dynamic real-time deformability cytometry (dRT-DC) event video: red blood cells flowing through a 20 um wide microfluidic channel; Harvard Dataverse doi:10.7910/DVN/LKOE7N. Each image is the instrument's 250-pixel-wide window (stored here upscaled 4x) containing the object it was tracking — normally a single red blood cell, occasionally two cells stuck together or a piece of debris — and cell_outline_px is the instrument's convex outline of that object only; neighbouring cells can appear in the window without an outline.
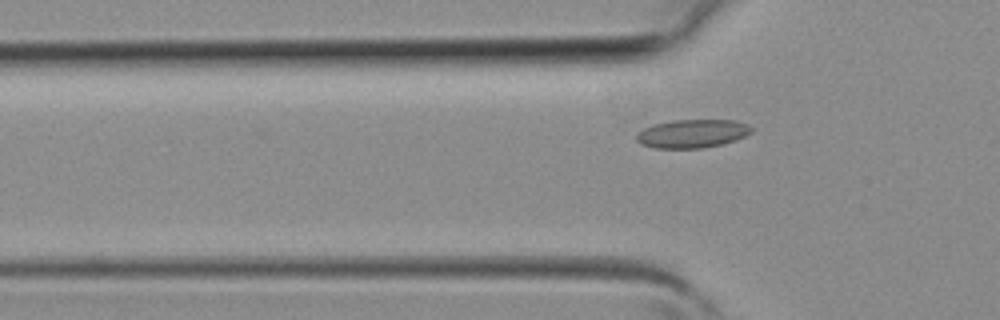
{"species": "common noctule bat (a hibernating species)", "species_latin": "Nyctalus noctula", "temperature_condition": "room temperature", "stored_images_in_passage": 2, "camera_frame_rate_fps": 3000, "um_per_image_px": 0.085, "animal": {"sex": "female", "body_mass_g": 19.3, "forearm_length_mm": 54.1}, "frame": {"image": 1, "passage_image": 2, "time_ms": 0.333, "image_size_px": [1000, 320], "cell_outline_px": [[752, 132], [736, 140], [724, 144], [704, 148], [656, 148], [640, 144], [636, 140], [636, 136], [644, 128], [656, 124], [672, 120], [736, 120], [748, 124], [752, 128]], "centroid_in_image_um": [58.88, 11.36], "position_along_channel_um": 66.9, "area_um2": 19.07}}